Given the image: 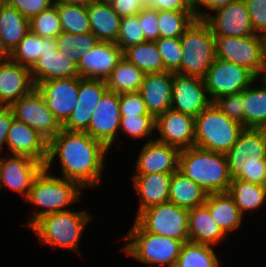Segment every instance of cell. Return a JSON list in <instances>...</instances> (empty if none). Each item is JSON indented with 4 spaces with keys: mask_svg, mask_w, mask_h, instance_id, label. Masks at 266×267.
<instances>
[{
    "mask_svg": "<svg viewBox=\"0 0 266 267\" xmlns=\"http://www.w3.org/2000/svg\"><path fill=\"white\" fill-rule=\"evenodd\" d=\"M109 149L86 132H70L62 129L48 142L46 170L58 158L61 176L78 183L83 190L98 187L105 168Z\"/></svg>",
    "mask_w": 266,
    "mask_h": 267,
    "instance_id": "obj_1",
    "label": "cell"
},
{
    "mask_svg": "<svg viewBox=\"0 0 266 267\" xmlns=\"http://www.w3.org/2000/svg\"><path fill=\"white\" fill-rule=\"evenodd\" d=\"M178 170L208 194L228 192L232 180L225 154L197 146L180 150Z\"/></svg>",
    "mask_w": 266,
    "mask_h": 267,
    "instance_id": "obj_2",
    "label": "cell"
},
{
    "mask_svg": "<svg viewBox=\"0 0 266 267\" xmlns=\"http://www.w3.org/2000/svg\"><path fill=\"white\" fill-rule=\"evenodd\" d=\"M43 168L34 178L29 195L25 201L42 207L34 210L26 225L30 228L38 219L45 215L66 211L70 204L81 200L82 187L69 179L51 175Z\"/></svg>",
    "mask_w": 266,
    "mask_h": 267,
    "instance_id": "obj_3",
    "label": "cell"
},
{
    "mask_svg": "<svg viewBox=\"0 0 266 267\" xmlns=\"http://www.w3.org/2000/svg\"><path fill=\"white\" fill-rule=\"evenodd\" d=\"M225 156L232 180L263 184L266 172V138L262 129L244 128Z\"/></svg>",
    "mask_w": 266,
    "mask_h": 267,
    "instance_id": "obj_4",
    "label": "cell"
},
{
    "mask_svg": "<svg viewBox=\"0 0 266 267\" xmlns=\"http://www.w3.org/2000/svg\"><path fill=\"white\" fill-rule=\"evenodd\" d=\"M93 216L86 211H59L38 219L30 229L39 242L52 248H66L80 253V238Z\"/></svg>",
    "mask_w": 266,
    "mask_h": 267,
    "instance_id": "obj_5",
    "label": "cell"
},
{
    "mask_svg": "<svg viewBox=\"0 0 266 267\" xmlns=\"http://www.w3.org/2000/svg\"><path fill=\"white\" fill-rule=\"evenodd\" d=\"M129 240L121 249L136 260L155 266L174 267L183 242L144 231L135 221L123 237Z\"/></svg>",
    "mask_w": 266,
    "mask_h": 267,
    "instance_id": "obj_6",
    "label": "cell"
},
{
    "mask_svg": "<svg viewBox=\"0 0 266 267\" xmlns=\"http://www.w3.org/2000/svg\"><path fill=\"white\" fill-rule=\"evenodd\" d=\"M244 126L222 113L213 103L195 117L194 146L226 154Z\"/></svg>",
    "mask_w": 266,
    "mask_h": 267,
    "instance_id": "obj_7",
    "label": "cell"
},
{
    "mask_svg": "<svg viewBox=\"0 0 266 267\" xmlns=\"http://www.w3.org/2000/svg\"><path fill=\"white\" fill-rule=\"evenodd\" d=\"M182 60L175 72L204 77L216 58L215 38L203 19H195L180 37Z\"/></svg>",
    "mask_w": 266,
    "mask_h": 267,
    "instance_id": "obj_8",
    "label": "cell"
},
{
    "mask_svg": "<svg viewBox=\"0 0 266 267\" xmlns=\"http://www.w3.org/2000/svg\"><path fill=\"white\" fill-rule=\"evenodd\" d=\"M146 232L177 239L183 243L190 241L188 233V210L172 202L149 207L134 218Z\"/></svg>",
    "mask_w": 266,
    "mask_h": 267,
    "instance_id": "obj_9",
    "label": "cell"
},
{
    "mask_svg": "<svg viewBox=\"0 0 266 267\" xmlns=\"http://www.w3.org/2000/svg\"><path fill=\"white\" fill-rule=\"evenodd\" d=\"M214 38L216 58L241 65L260 77L264 67L262 35Z\"/></svg>",
    "mask_w": 266,
    "mask_h": 267,
    "instance_id": "obj_10",
    "label": "cell"
},
{
    "mask_svg": "<svg viewBox=\"0 0 266 267\" xmlns=\"http://www.w3.org/2000/svg\"><path fill=\"white\" fill-rule=\"evenodd\" d=\"M203 79L208 96L213 102L221 96L242 92L257 77L241 65L215 58Z\"/></svg>",
    "mask_w": 266,
    "mask_h": 267,
    "instance_id": "obj_11",
    "label": "cell"
},
{
    "mask_svg": "<svg viewBox=\"0 0 266 267\" xmlns=\"http://www.w3.org/2000/svg\"><path fill=\"white\" fill-rule=\"evenodd\" d=\"M14 118L37 131L48 142L61 130L62 125L49 110L37 88L9 106Z\"/></svg>",
    "mask_w": 266,
    "mask_h": 267,
    "instance_id": "obj_12",
    "label": "cell"
},
{
    "mask_svg": "<svg viewBox=\"0 0 266 267\" xmlns=\"http://www.w3.org/2000/svg\"><path fill=\"white\" fill-rule=\"evenodd\" d=\"M211 103L202 77L173 73L171 109L196 117Z\"/></svg>",
    "mask_w": 266,
    "mask_h": 267,
    "instance_id": "obj_13",
    "label": "cell"
},
{
    "mask_svg": "<svg viewBox=\"0 0 266 267\" xmlns=\"http://www.w3.org/2000/svg\"><path fill=\"white\" fill-rule=\"evenodd\" d=\"M120 120L119 94L107 91L93 111L86 133L110 149L119 137Z\"/></svg>",
    "mask_w": 266,
    "mask_h": 267,
    "instance_id": "obj_14",
    "label": "cell"
},
{
    "mask_svg": "<svg viewBox=\"0 0 266 267\" xmlns=\"http://www.w3.org/2000/svg\"><path fill=\"white\" fill-rule=\"evenodd\" d=\"M30 71L35 87L50 80L79 77L77 63L57 49L56 38H43L41 56Z\"/></svg>",
    "mask_w": 266,
    "mask_h": 267,
    "instance_id": "obj_15",
    "label": "cell"
},
{
    "mask_svg": "<svg viewBox=\"0 0 266 267\" xmlns=\"http://www.w3.org/2000/svg\"><path fill=\"white\" fill-rule=\"evenodd\" d=\"M208 14L203 20L214 36L244 37L257 35L252 28L244 0H235Z\"/></svg>",
    "mask_w": 266,
    "mask_h": 267,
    "instance_id": "obj_16",
    "label": "cell"
},
{
    "mask_svg": "<svg viewBox=\"0 0 266 267\" xmlns=\"http://www.w3.org/2000/svg\"><path fill=\"white\" fill-rule=\"evenodd\" d=\"M108 91L105 80L79 77L77 105L62 125L70 132H86L99 100Z\"/></svg>",
    "mask_w": 266,
    "mask_h": 267,
    "instance_id": "obj_17",
    "label": "cell"
},
{
    "mask_svg": "<svg viewBox=\"0 0 266 267\" xmlns=\"http://www.w3.org/2000/svg\"><path fill=\"white\" fill-rule=\"evenodd\" d=\"M159 132L156 140L176 147L179 150L194 146L195 117L168 109L155 118V131Z\"/></svg>",
    "mask_w": 266,
    "mask_h": 267,
    "instance_id": "obj_18",
    "label": "cell"
},
{
    "mask_svg": "<svg viewBox=\"0 0 266 267\" xmlns=\"http://www.w3.org/2000/svg\"><path fill=\"white\" fill-rule=\"evenodd\" d=\"M44 165L26 156L8 155L0 158V190L2 186L27 199L34 178Z\"/></svg>",
    "mask_w": 266,
    "mask_h": 267,
    "instance_id": "obj_19",
    "label": "cell"
},
{
    "mask_svg": "<svg viewBox=\"0 0 266 267\" xmlns=\"http://www.w3.org/2000/svg\"><path fill=\"white\" fill-rule=\"evenodd\" d=\"M36 88L41 93L49 110L63 125L77 105L79 77L42 82Z\"/></svg>",
    "mask_w": 266,
    "mask_h": 267,
    "instance_id": "obj_20",
    "label": "cell"
},
{
    "mask_svg": "<svg viewBox=\"0 0 266 267\" xmlns=\"http://www.w3.org/2000/svg\"><path fill=\"white\" fill-rule=\"evenodd\" d=\"M6 145L9 155L26 156L45 165L48 141L37 131L14 118L8 130Z\"/></svg>",
    "mask_w": 266,
    "mask_h": 267,
    "instance_id": "obj_21",
    "label": "cell"
},
{
    "mask_svg": "<svg viewBox=\"0 0 266 267\" xmlns=\"http://www.w3.org/2000/svg\"><path fill=\"white\" fill-rule=\"evenodd\" d=\"M123 57L122 49L112 42H99L86 51L77 64L79 77L106 80Z\"/></svg>",
    "mask_w": 266,
    "mask_h": 267,
    "instance_id": "obj_22",
    "label": "cell"
},
{
    "mask_svg": "<svg viewBox=\"0 0 266 267\" xmlns=\"http://www.w3.org/2000/svg\"><path fill=\"white\" fill-rule=\"evenodd\" d=\"M180 150L156 139L141 148L135 164V174L173 173L178 170Z\"/></svg>",
    "mask_w": 266,
    "mask_h": 267,
    "instance_id": "obj_23",
    "label": "cell"
},
{
    "mask_svg": "<svg viewBox=\"0 0 266 267\" xmlns=\"http://www.w3.org/2000/svg\"><path fill=\"white\" fill-rule=\"evenodd\" d=\"M34 88L29 68L11 59L0 63V106H10Z\"/></svg>",
    "mask_w": 266,
    "mask_h": 267,
    "instance_id": "obj_24",
    "label": "cell"
},
{
    "mask_svg": "<svg viewBox=\"0 0 266 267\" xmlns=\"http://www.w3.org/2000/svg\"><path fill=\"white\" fill-rule=\"evenodd\" d=\"M173 72L145 74L140 94L154 118L171 109Z\"/></svg>",
    "mask_w": 266,
    "mask_h": 267,
    "instance_id": "obj_25",
    "label": "cell"
},
{
    "mask_svg": "<svg viewBox=\"0 0 266 267\" xmlns=\"http://www.w3.org/2000/svg\"><path fill=\"white\" fill-rule=\"evenodd\" d=\"M172 173L133 174L132 183L140 196L137 214L149 207L169 201Z\"/></svg>",
    "mask_w": 266,
    "mask_h": 267,
    "instance_id": "obj_26",
    "label": "cell"
},
{
    "mask_svg": "<svg viewBox=\"0 0 266 267\" xmlns=\"http://www.w3.org/2000/svg\"><path fill=\"white\" fill-rule=\"evenodd\" d=\"M91 32L100 42L116 43L121 17L108 0H97L87 6Z\"/></svg>",
    "mask_w": 266,
    "mask_h": 267,
    "instance_id": "obj_27",
    "label": "cell"
},
{
    "mask_svg": "<svg viewBox=\"0 0 266 267\" xmlns=\"http://www.w3.org/2000/svg\"><path fill=\"white\" fill-rule=\"evenodd\" d=\"M188 233L190 241L211 246L217 245L227 236L205 204L188 210Z\"/></svg>",
    "mask_w": 266,
    "mask_h": 267,
    "instance_id": "obj_28",
    "label": "cell"
},
{
    "mask_svg": "<svg viewBox=\"0 0 266 267\" xmlns=\"http://www.w3.org/2000/svg\"><path fill=\"white\" fill-rule=\"evenodd\" d=\"M205 205L226 235L242 226L244 216L228 192L208 194Z\"/></svg>",
    "mask_w": 266,
    "mask_h": 267,
    "instance_id": "obj_29",
    "label": "cell"
},
{
    "mask_svg": "<svg viewBox=\"0 0 266 267\" xmlns=\"http://www.w3.org/2000/svg\"><path fill=\"white\" fill-rule=\"evenodd\" d=\"M208 193L181 171L172 173L169 186V202L184 209L205 204Z\"/></svg>",
    "mask_w": 266,
    "mask_h": 267,
    "instance_id": "obj_30",
    "label": "cell"
},
{
    "mask_svg": "<svg viewBox=\"0 0 266 267\" xmlns=\"http://www.w3.org/2000/svg\"><path fill=\"white\" fill-rule=\"evenodd\" d=\"M228 194L243 216L247 211L252 216L250 211L259 210L266 203V189L262 185L241 179L231 180Z\"/></svg>",
    "mask_w": 266,
    "mask_h": 267,
    "instance_id": "obj_31",
    "label": "cell"
},
{
    "mask_svg": "<svg viewBox=\"0 0 266 267\" xmlns=\"http://www.w3.org/2000/svg\"><path fill=\"white\" fill-rule=\"evenodd\" d=\"M29 30V20L17 9L6 3L0 12V36L10 53Z\"/></svg>",
    "mask_w": 266,
    "mask_h": 267,
    "instance_id": "obj_32",
    "label": "cell"
},
{
    "mask_svg": "<svg viewBox=\"0 0 266 267\" xmlns=\"http://www.w3.org/2000/svg\"><path fill=\"white\" fill-rule=\"evenodd\" d=\"M145 73L134 64L122 57L117 66L106 78L105 83L108 91L117 94L137 92L140 90Z\"/></svg>",
    "mask_w": 266,
    "mask_h": 267,
    "instance_id": "obj_33",
    "label": "cell"
},
{
    "mask_svg": "<svg viewBox=\"0 0 266 267\" xmlns=\"http://www.w3.org/2000/svg\"><path fill=\"white\" fill-rule=\"evenodd\" d=\"M258 80L243 90L245 128L262 129L266 125V84L261 81L262 86L253 88Z\"/></svg>",
    "mask_w": 266,
    "mask_h": 267,
    "instance_id": "obj_34",
    "label": "cell"
},
{
    "mask_svg": "<svg viewBox=\"0 0 266 267\" xmlns=\"http://www.w3.org/2000/svg\"><path fill=\"white\" fill-rule=\"evenodd\" d=\"M123 57L145 74L162 73L166 71L155 41H146L128 47L123 52Z\"/></svg>",
    "mask_w": 266,
    "mask_h": 267,
    "instance_id": "obj_35",
    "label": "cell"
},
{
    "mask_svg": "<svg viewBox=\"0 0 266 267\" xmlns=\"http://www.w3.org/2000/svg\"><path fill=\"white\" fill-rule=\"evenodd\" d=\"M174 267H221V262L214 246L187 241Z\"/></svg>",
    "mask_w": 266,
    "mask_h": 267,
    "instance_id": "obj_36",
    "label": "cell"
},
{
    "mask_svg": "<svg viewBox=\"0 0 266 267\" xmlns=\"http://www.w3.org/2000/svg\"><path fill=\"white\" fill-rule=\"evenodd\" d=\"M100 41L92 33L73 34L62 32L56 37L57 49L78 64L81 56L90 51Z\"/></svg>",
    "mask_w": 266,
    "mask_h": 267,
    "instance_id": "obj_37",
    "label": "cell"
},
{
    "mask_svg": "<svg viewBox=\"0 0 266 267\" xmlns=\"http://www.w3.org/2000/svg\"><path fill=\"white\" fill-rule=\"evenodd\" d=\"M62 32L86 34L91 32L87 7L56 2Z\"/></svg>",
    "mask_w": 266,
    "mask_h": 267,
    "instance_id": "obj_38",
    "label": "cell"
},
{
    "mask_svg": "<svg viewBox=\"0 0 266 267\" xmlns=\"http://www.w3.org/2000/svg\"><path fill=\"white\" fill-rule=\"evenodd\" d=\"M195 19V11H158L159 37L179 38Z\"/></svg>",
    "mask_w": 266,
    "mask_h": 267,
    "instance_id": "obj_39",
    "label": "cell"
},
{
    "mask_svg": "<svg viewBox=\"0 0 266 267\" xmlns=\"http://www.w3.org/2000/svg\"><path fill=\"white\" fill-rule=\"evenodd\" d=\"M43 49V38L30 30L11 53V60L31 69Z\"/></svg>",
    "mask_w": 266,
    "mask_h": 267,
    "instance_id": "obj_40",
    "label": "cell"
},
{
    "mask_svg": "<svg viewBox=\"0 0 266 267\" xmlns=\"http://www.w3.org/2000/svg\"><path fill=\"white\" fill-rule=\"evenodd\" d=\"M30 31L42 38H56L62 33L56 2L29 20Z\"/></svg>",
    "mask_w": 266,
    "mask_h": 267,
    "instance_id": "obj_41",
    "label": "cell"
},
{
    "mask_svg": "<svg viewBox=\"0 0 266 267\" xmlns=\"http://www.w3.org/2000/svg\"><path fill=\"white\" fill-rule=\"evenodd\" d=\"M119 129L133 139L144 137L151 141L154 140L155 118L152 115L121 116Z\"/></svg>",
    "mask_w": 266,
    "mask_h": 267,
    "instance_id": "obj_42",
    "label": "cell"
},
{
    "mask_svg": "<svg viewBox=\"0 0 266 267\" xmlns=\"http://www.w3.org/2000/svg\"><path fill=\"white\" fill-rule=\"evenodd\" d=\"M139 24V13L133 16L122 17L120 31L116 44L124 52L128 47L146 42L144 33Z\"/></svg>",
    "mask_w": 266,
    "mask_h": 267,
    "instance_id": "obj_43",
    "label": "cell"
},
{
    "mask_svg": "<svg viewBox=\"0 0 266 267\" xmlns=\"http://www.w3.org/2000/svg\"><path fill=\"white\" fill-rule=\"evenodd\" d=\"M166 71L175 73L181 65L182 47L179 38H158L155 41Z\"/></svg>",
    "mask_w": 266,
    "mask_h": 267,
    "instance_id": "obj_44",
    "label": "cell"
},
{
    "mask_svg": "<svg viewBox=\"0 0 266 267\" xmlns=\"http://www.w3.org/2000/svg\"><path fill=\"white\" fill-rule=\"evenodd\" d=\"M228 118L244 126L243 91L221 96L212 102Z\"/></svg>",
    "mask_w": 266,
    "mask_h": 267,
    "instance_id": "obj_45",
    "label": "cell"
},
{
    "mask_svg": "<svg viewBox=\"0 0 266 267\" xmlns=\"http://www.w3.org/2000/svg\"><path fill=\"white\" fill-rule=\"evenodd\" d=\"M121 116L150 115L139 91L119 94Z\"/></svg>",
    "mask_w": 266,
    "mask_h": 267,
    "instance_id": "obj_46",
    "label": "cell"
},
{
    "mask_svg": "<svg viewBox=\"0 0 266 267\" xmlns=\"http://www.w3.org/2000/svg\"><path fill=\"white\" fill-rule=\"evenodd\" d=\"M253 30L256 34L266 33V0H244Z\"/></svg>",
    "mask_w": 266,
    "mask_h": 267,
    "instance_id": "obj_47",
    "label": "cell"
},
{
    "mask_svg": "<svg viewBox=\"0 0 266 267\" xmlns=\"http://www.w3.org/2000/svg\"><path fill=\"white\" fill-rule=\"evenodd\" d=\"M139 24L146 41H156L159 38L158 11L144 7L139 12Z\"/></svg>",
    "mask_w": 266,
    "mask_h": 267,
    "instance_id": "obj_48",
    "label": "cell"
},
{
    "mask_svg": "<svg viewBox=\"0 0 266 267\" xmlns=\"http://www.w3.org/2000/svg\"><path fill=\"white\" fill-rule=\"evenodd\" d=\"M6 3L17 9L28 20H31L40 12L52 6L55 0H6Z\"/></svg>",
    "mask_w": 266,
    "mask_h": 267,
    "instance_id": "obj_49",
    "label": "cell"
},
{
    "mask_svg": "<svg viewBox=\"0 0 266 267\" xmlns=\"http://www.w3.org/2000/svg\"><path fill=\"white\" fill-rule=\"evenodd\" d=\"M146 6L157 11H195L191 0H146Z\"/></svg>",
    "mask_w": 266,
    "mask_h": 267,
    "instance_id": "obj_50",
    "label": "cell"
},
{
    "mask_svg": "<svg viewBox=\"0 0 266 267\" xmlns=\"http://www.w3.org/2000/svg\"><path fill=\"white\" fill-rule=\"evenodd\" d=\"M112 8L122 17L137 15L144 7L146 0H108Z\"/></svg>",
    "mask_w": 266,
    "mask_h": 267,
    "instance_id": "obj_51",
    "label": "cell"
},
{
    "mask_svg": "<svg viewBox=\"0 0 266 267\" xmlns=\"http://www.w3.org/2000/svg\"><path fill=\"white\" fill-rule=\"evenodd\" d=\"M14 120V115L9 106H0V149L6 144L8 130Z\"/></svg>",
    "mask_w": 266,
    "mask_h": 267,
    "instance_id": "obj_52",
    "label": "cell"
},
{
    "mask_svg": "<svg viewBox=\"0 0 266 267\" xmlns=\"http://www.w3.org/2000/svg\"><path fill=\"white\" fill-rule=\"evenodd\" d=\"M235 0H202L195 8V14L197 19H204L209 12H203L201 9L202 7L205 8V10L214 11L218 8H221L223 6H226L227 4L233 2Z\"/></svg>",
    "mask_w": 266,
    "mask_h": 267,
    "instance_id": "obj_53",
    "label": "cell"
},
{
    "mask_svg": "<svg viewBox=\"0 0 266 267\" xmlns=\"http://www.w3.org/2000/svg\"><path fill=\"white\" fill-rule=\"evenodd\" d=\"M11 59V53L5 47L2 38L0 36V63L9 61Z\"/></svg>",
    "mask_w": 266,
    "mask_h": 267,
    "instance_id": "obj_54",
    "label": "cell"
},
{
    "mask_svg": "<svg viewBox=\"0 0 266 267\" xmlns=\"http://www.w3.org/2000/svg\"><path fill=\"white\" fill-rule=\"evenodd\" d=\"M97 0H55V2H61L64 4H75V5H81V6H89L91 3L95 2Z\"/></svg>",
    "mask_w": 266,
    "mask_h": 267,
    "instance_id": "obj_55",
    "label": "cell"
},
{
    "mask_svg": "<svg viewBox=\"0 0 266 267\" xmlns=\"http://www.w3.org/2000/svg\"><path fill=\"white\" fill-rule=\"evenodd\" d=\"M263 39V60L266 63V33L262 35Z\"/></svg>",
    "mask_w": 266,
    "mask_h": 267,
    "instance_id": "obj_56",
    "label": "cell"
},
{
    "mask_svg": "<svg viewBox=\"0 0 266 267\" xmlns=\"http://www.w3.org/2000/svg\"><path fill=\"white\" fill-rule=\"evenodd\" d=\"M260 81H263L266 84V63H264L263 71L259 77Z\"/></svg>",
    "mask_w": 266,
    "mask_h": 267,
    "instance_id": "obj_57",
    "label": "cell"
},
{
    "mask_svg": "<svg viewBox=\"0 0 266 267\" xmlns=\"http://www.w3.org/2000/svg\"><path fill=\"white\" fill-rule=\"evenodd\" d=\"M202 0H191V3L196 8V6L201 2Z\"/></svg>",
    "mask_w": 266,
    "mask_h": 267,
    "instance_id": "obj_58",
    "label": "cell"
},
{
    "mask_svg": "<svg viewBox=\"0 0 266 267\" xmlns=\"http://www.w3.org/2000/svg\"><path fill=\"white\" fill-rule=\"evenodd\" d=\"M5 4H6V0H0V12Z\"/></svg>",
    "mask_w": 266,
    "mask_h": 267,
    "instance_id": "obj_59",
    "label": "cell"
},
{
    "mask_svg": "<svg viewBox=\"0 0 266 267\" xmlns=\"http://www.w3.org/2000/svg\"><path fill=\"white\" fill-rule=\"evenodd\" d=\"M262 186L266 189V172H265Z\"/></svg>",
    "mask_w": 266,
    "mask_h": 267,
    "instance_id": "obj_60",
    "label": "cell"
},
{
    "mask_svg": "<svg viewBox=\"0 0 266 267\" xmlns=\"http://www.w3.org/2000/svg\"><path fill=\"white\" fill-rule=\"evenodd\" d=\"M262 131H263L265 138H266V125L262 128Z\"/></svg>",
    "mask_w": 266,
    "mask_h": 267,
    "instance_id": "obj_61",
    "label": "cell"
}]
</instances>
